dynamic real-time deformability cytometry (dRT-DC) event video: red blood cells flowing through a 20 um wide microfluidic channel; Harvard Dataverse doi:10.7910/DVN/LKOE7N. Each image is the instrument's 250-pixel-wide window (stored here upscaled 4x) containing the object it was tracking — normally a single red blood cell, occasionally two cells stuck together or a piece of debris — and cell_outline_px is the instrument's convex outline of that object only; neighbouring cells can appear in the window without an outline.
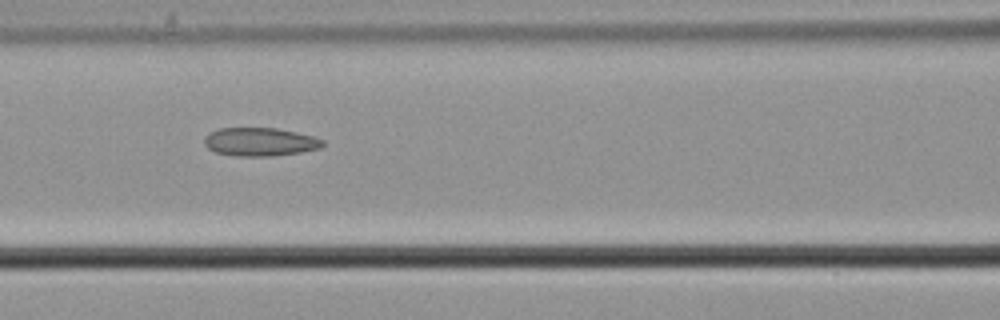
{"species": "common noctule bat (a hibernating species)", "species_latin": "Nyctalus noctula", "temperature_condition": "cold", "stored_images_in_passage": 9, "camera_frame_rate_fps": 3000, "um_per_image_px": 0.085, "animal": {"sex": "male", "body_mass_g": 21.5, "forearm_length_mm": 52.0}, "frame": {"image": 1, "passage_image": 6, "time_ms": 1.667, "image_size_px": [1000, 320], "cell_outline_px": [[324, 144], [320, 148], [300, 152], [268, 156], [236, 156], [216, 152], [208, 148], [204, 144], [204, 136], [220, 128], [276, 128], [296, 132], [312, 136], [324, 140]], "centroid_in_image_um": [22.09, 12.05], "position_along_channel_um": 144.5, "area_um2": 19.42}}
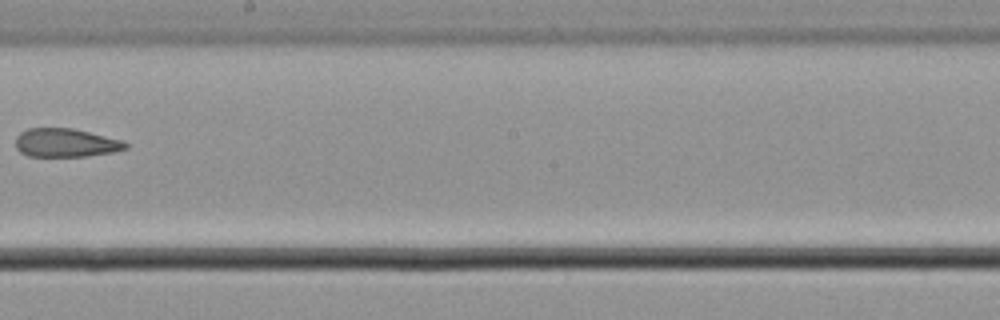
{"frame": {"image": 2, "passage_image": 8, "time_ms": 2.333, "image_size_px": [1000, 320], "cell_outline_px": [[128, 148], [112, 152], [84, 156], [28, 156], [20, 152], [16, 148], [16, 136], [20, 132], [28, 128], [76, 128], [124, 140], [128, 144]], "centroid_in_image_um": [5.6, 12.12], "position_along_channel_um": 242.6, "area_um2": 18.5}}
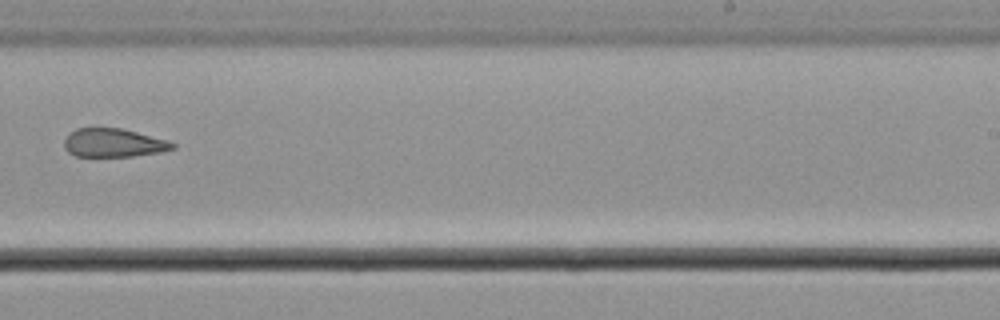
{"frame": {"image": 3, "passage_image": 9, "time_ms": 2.667, "image_size_px": [1000, 320], "cell_outline_px": [[176, 148], [160, 152], [132, 156], [76, 156], [68, 152], [64, 148], [64, 140], [76, 128], [120, 128], [168, 140], [176, 144]], "centroid_in_image_um": [9.66, 12.14], "position_along_channel_um": 279.3, "area_um2": 17.86}}